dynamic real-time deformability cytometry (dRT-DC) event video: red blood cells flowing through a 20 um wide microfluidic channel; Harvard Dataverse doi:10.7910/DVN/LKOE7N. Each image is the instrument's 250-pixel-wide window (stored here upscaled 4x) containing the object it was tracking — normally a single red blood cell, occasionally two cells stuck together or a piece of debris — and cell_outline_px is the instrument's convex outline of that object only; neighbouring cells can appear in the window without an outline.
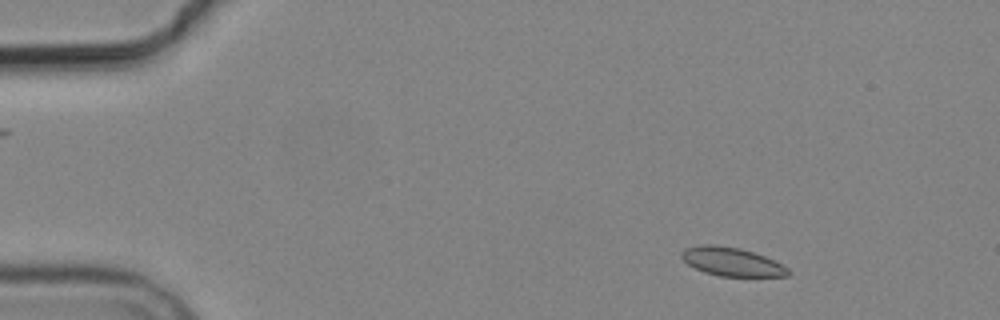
{"species": "common noctule bat (a hibernating species)", "species_latin": "Nyctalus noctula", "temperature_condition": "cold", "stored_images_in_passage": 8, "camera_frame_rate_fps": 3000, "um_per_image_px": 0.085, "animal": {"sex": "male", "body_mass_g": 19.2, "forearm_length_mm": 51.8}, "frame": {"image": 1, "passage_image": 2, "time_ms": 1.0, "image_size_px": [1000, 320], "cell_outline_px": [[792, 272], [788, 276], [720, 276], [704, 272], [688, 264], [680, 256], [680, 252], [684, 248], [700, 244], [716, 244], [740, 248], [764, 256], [788, 268]], "centroid_in_image_um": [62.16, 22.23], "position_along_channel_um": 22.8, "area_um2": 17.74}}
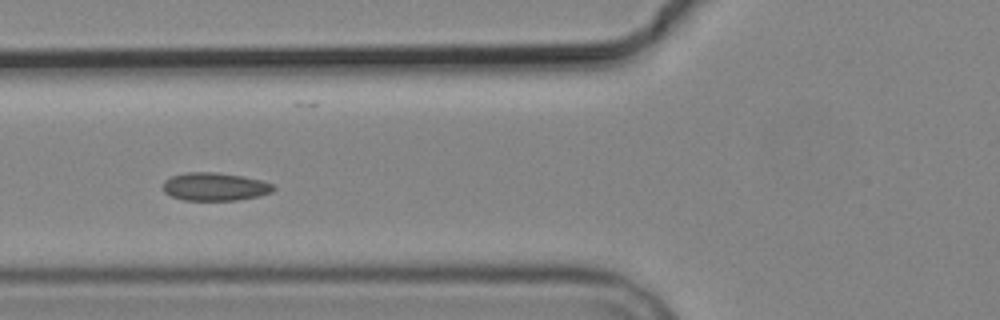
{"frame": {"image": 2, "passage_image": 6, "time_ms": 5.667, "image_size_px": [1000, 320], "cell_outline_px": [[276, 188], [272, 192], [260, 196], [236, 200], [184, 200], [172, 196], [164, 192], [164, 180], [172, 176], [188, 172], [216, 172], [244, 176], [260, 180], [272, 184]], "centroid_in_image_um": [18.29, 15.86], "position_along_channel_um": 107.5, "area_um2": 18.03}}
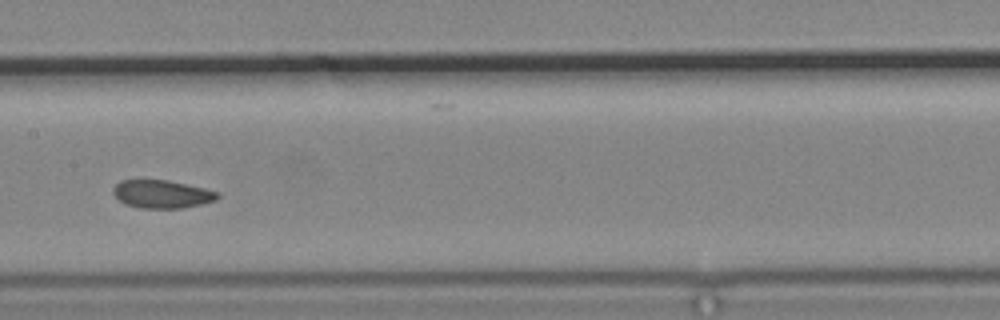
{"frame": {"image": 3, "passage_image": 8, "time_ms": 8.0, "image_size_px": [1000, 320], "cell_outline_px": [[220, 196], [216, 200], [200, 204], [180, 208], [140, 208], [124, 204], [112, 192], [112, 188], [120, 180], [168, 180], [204, 188], [220, 192]], "centroid_in_image_um": [13.76, 16.49], "position_along_channel_um": 193.6, "area_um2": 17.05}}